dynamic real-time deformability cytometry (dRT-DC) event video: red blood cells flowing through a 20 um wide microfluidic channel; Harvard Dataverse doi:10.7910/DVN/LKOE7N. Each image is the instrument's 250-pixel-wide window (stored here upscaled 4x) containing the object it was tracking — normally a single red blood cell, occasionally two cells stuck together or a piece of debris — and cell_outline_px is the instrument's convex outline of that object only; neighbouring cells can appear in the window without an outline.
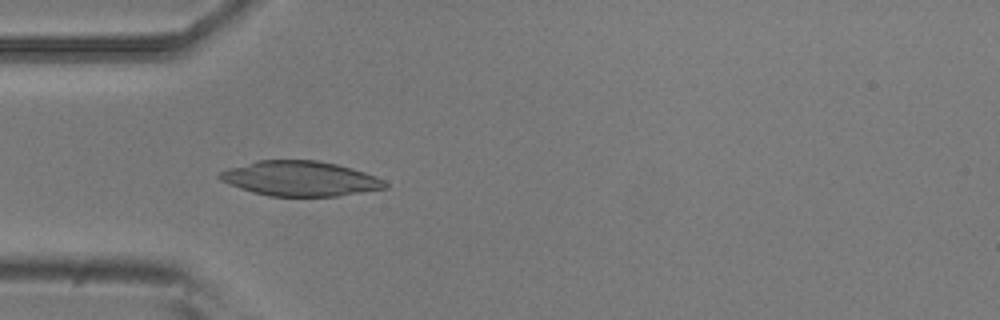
{"species": "common noctule bat (a hibernating species)", "species_latin": "Nyctalus noctula", "temperature_condition": "room temperature", "stored_images_in_passage": 1, "camera_frame_rate_fps": 3000, "um_per_image_px": 0.085, "animal": {"sex": "male", "body_mass_g": 20.5, "forearm_length_mm": 52.5}, "frame": {"image": 1, "passage_image": 1, "time_ms": 0.0, "image_size_px": [1000, 320], "cell_outline_px": [[388, 188], [336, 196], [268, 196], [252, 192], [240, 188], [220, 180], [216, 176], [220, 172], [228, 168], [256, 160], [316, 160], [336, 164], [352, 168], [376, 176], [384, 180], [388, 184]], "centroid_in_image_um": [25.5, 15.18], "position_along_channel_um": 59.5, "area_um2": 33.7}}